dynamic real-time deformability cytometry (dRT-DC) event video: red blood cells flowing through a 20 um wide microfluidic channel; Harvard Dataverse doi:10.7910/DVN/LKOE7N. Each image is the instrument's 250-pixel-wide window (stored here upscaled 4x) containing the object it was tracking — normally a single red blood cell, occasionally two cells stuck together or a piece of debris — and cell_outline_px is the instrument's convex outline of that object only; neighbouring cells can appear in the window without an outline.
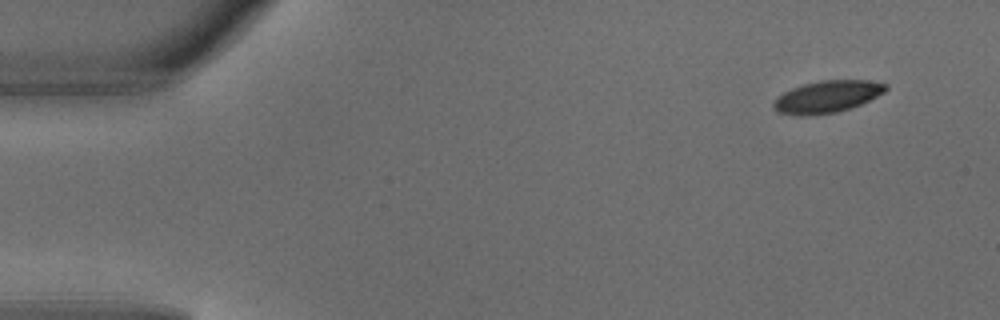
{"species": "common noctule bat (a hibernating species)", "species_latin": "Nyctalus noctula", "temperature_condition": "warm", "stored_images_in_passage": 4, "camera_frame_rate_fps": 3000, "um_per_image_px": 0.085, "animal": {"sex": "male", "body_mass_g": 18.8}, "frame": {"image": 1, "passage_image": 1, "time_ms": 0.0, "image_size_px": [1000, 320], "cell_outline_px": [[888, 88], [884, 92], [860, 104], [836, 112], [812, 116], [796, 116], [776, 112], [772, 104], [784, 92], [792, 88], [804, 84], [820, 80], [868, 80], [888, 84]], "centroid_in_image_um": [70.29, 8.22], "position_along_channel_um": 14.7, "area_um2": 20.87}}
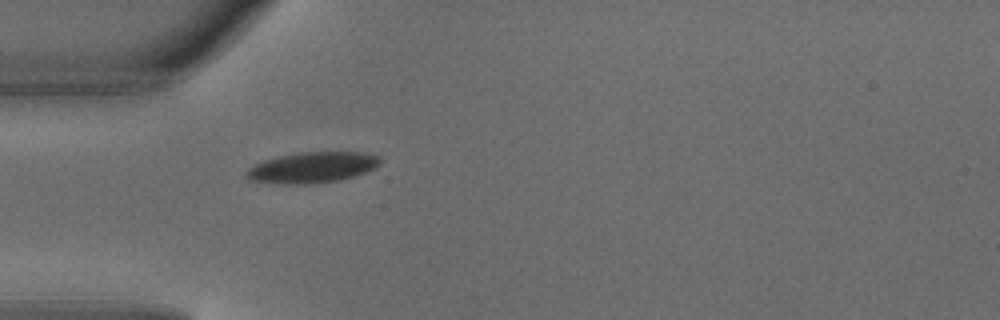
{"frame": {"image": 2, "passage_image": 4, "time_ms": 1.0, "image_size_px": [1000, 320], "cell_outline_px": [[380, 164], [376, 168], [352, 176], [336, 180], [304, 184], [276, 184], [252, 180], [244, 176], [244, 172], [248, 168], [264, 160], [280, 156], [300, 152], [368, 152], [380, 156]], "centroid_in_image_um": [26.53, 14.22], "position_along_channel_um": 58.5, "area_um2": 23.93}}